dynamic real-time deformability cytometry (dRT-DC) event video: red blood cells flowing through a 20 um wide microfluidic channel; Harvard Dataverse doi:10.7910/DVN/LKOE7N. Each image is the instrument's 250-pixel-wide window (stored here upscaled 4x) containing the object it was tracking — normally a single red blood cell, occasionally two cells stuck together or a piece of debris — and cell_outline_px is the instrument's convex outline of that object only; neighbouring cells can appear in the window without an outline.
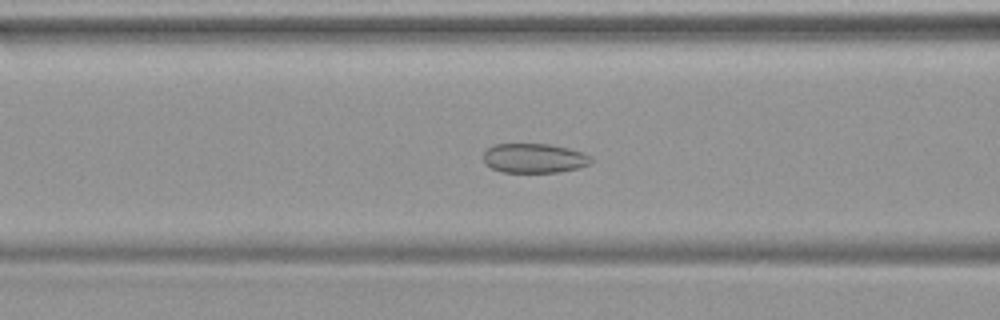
{"species": "common noctule bat (a hibernating species)", "species_latin": "Nyctalus noctula", "temperature_condition": "warm", "stored_images_in_passage": 49, "segment_of_instrument_passage": [1, 2], "camera_frame_rate_fps": 3000, "um_per_image_px": 0.085, "animal": {"sex": "female", "body_mass_g": 19.9}, "frame": {"image": 1, "passage_image": 19, "time_ms": 6.0, "image_size_px": [1000, 320], "cell_outline_px": [[592, 160], [588, 164], [576, 168], [560, 172], [504, 172], [492, 168], [484, 164], [484, 152], [488, 148], [496, 144], [548, 144], [568, 148], [584, 152], [592, 156]], "centroid_in_image_um": [45.41, 13.44], "position_along_channel_um": 121.2, "area_um2": 18.44}}
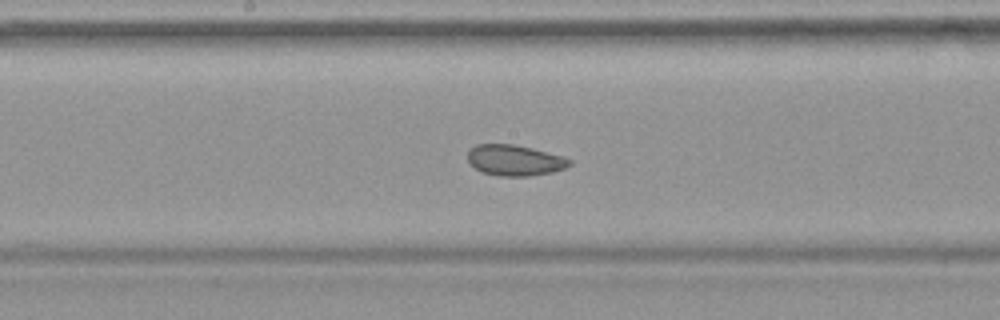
{"frame": {"image": 2, "passage_image": 25, "time_ms": 8.0, "image_size_px": [1000, 320], "cell_outline_px": [[572, 164], [564, 168], [552, 172], [528, 176], [500, 176], [484, 172], [468, 164], [468, 152], [476, 144], [512, 144], [532, 148], [560, 156], [572, 160]], "centroid_in_image_um": [43.73, 13.62], "position_along_channel_um": 204.5, "area_um2": 18.09}}
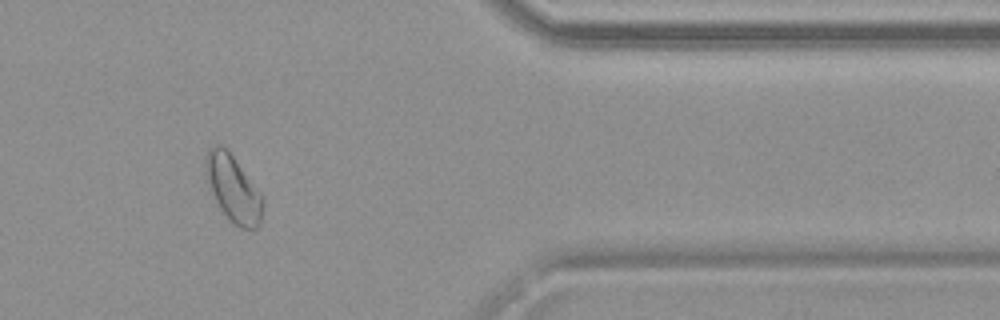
{"frame": {"image": 3, "passage_image": 40, "time_ms": 13.0, "image_size_px": [1000, 320], "cell_outline_px": [[264, 204], [260, 224], [256, 228], [240, 228], [220, 208], [208, 184], [204, 172], [204, 156], [208, 148], [212, 144], [220, 144], [232, 156], [264, 196]], "centroid_in_image_um": [19.81, 15.99], "position_along_channel_um": 391.6, "area_um2": 22.08}}